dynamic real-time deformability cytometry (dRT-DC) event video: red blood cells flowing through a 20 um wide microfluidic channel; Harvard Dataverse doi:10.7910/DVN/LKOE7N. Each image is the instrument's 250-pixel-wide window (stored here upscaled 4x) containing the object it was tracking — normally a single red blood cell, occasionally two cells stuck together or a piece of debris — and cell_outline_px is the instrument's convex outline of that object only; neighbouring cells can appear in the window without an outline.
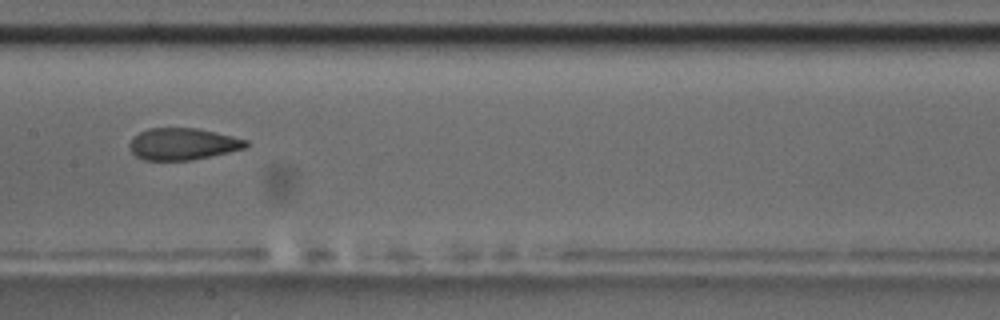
{"species": "common noctule bat (a hibernating species)", "species_latin": "Nyctalus noctula", "temperature_condition": "room temperature", "stored_images_in_passage": 9, "camera_frame_rate_fps": 3000, "um_per_image_px": 0.085, "animal": {"sex": "male", "body_mass_g": 17.5, "forearm_length_mm": 52.3}, "frame": {"image": 1, "passage_image": 9, "time_ms": 9.333, "image_size_px": [1000, 320], "cell_outline_px": [[248, 144], [244, 148], [228, 152], [192, 160], [144, 160], [136, 156], [132, 152], [128, 144], [140, 132], [148, 128], [196, 128], [216, 132], [248, 140]], "centroid_in_image_um": [15.53, 12.24], "position_along_channel_um": 191.9, "area_um2": 21.39}}